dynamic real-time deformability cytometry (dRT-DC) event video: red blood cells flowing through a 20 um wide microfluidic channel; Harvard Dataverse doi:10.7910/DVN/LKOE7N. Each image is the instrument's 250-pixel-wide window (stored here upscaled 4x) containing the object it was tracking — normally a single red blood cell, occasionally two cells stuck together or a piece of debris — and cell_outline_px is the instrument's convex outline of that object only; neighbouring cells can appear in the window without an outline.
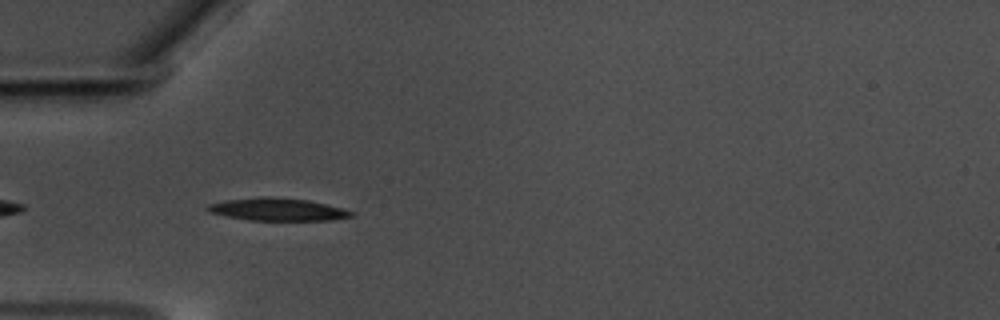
{"species": "common noctule bat (a hibernating species)", "species_latin": "Nyctalus noctula", "temperature_condition": "warm", "stored_images_in_passage": 36, "camera_frame_rate_fps": 3000, "um_per_image_px": 0.085, "animal": {"sex": "male", "body_mass_g": 17.5, "forearm_length_mm": 52.3}, "frame": {"image": 1, "passage_image": 3, "time_ms": 0.667, "image_size_px": [1000, 320], "cell_outline_px": [[352, 216], [332, 220], [248, 220], [208, 212], [204, 208], [208, 204], [228, 200], [260, 196], [272, 196], [308, 200], [340, 208], [352, 212]], "centroid_in_image_um": [23.52, 17.79], "position_along_channel_um": 61.5, "area_um2": 18.73}}
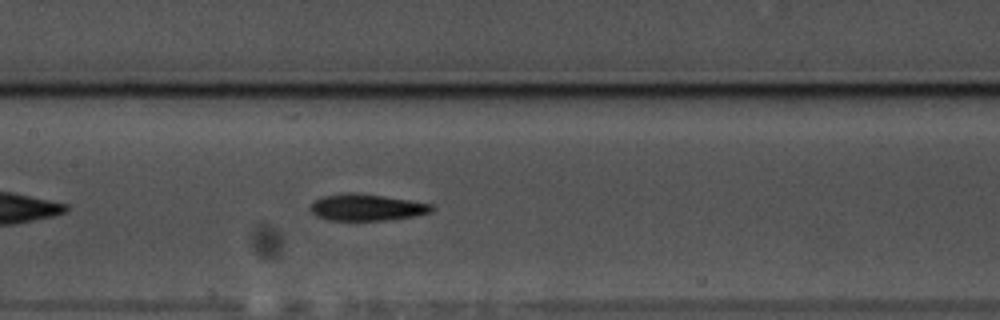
{"frame": {"image": 2, "passage_image": 13, "time_ms": 4.0, "image_size_px": [1000, 320], "cell_outline_px": [[436, 208], [432, 212], [412, 216], [384, 220], [328, 220], [316, 216], [312, 212], [312, 204], [320, 196], [348, 192], [360, 192], [432, 204]], "centroid_in_image_um": [31.17, 17.61], "position_along_channel_um": 176.2, "area_um2": 18.79}}
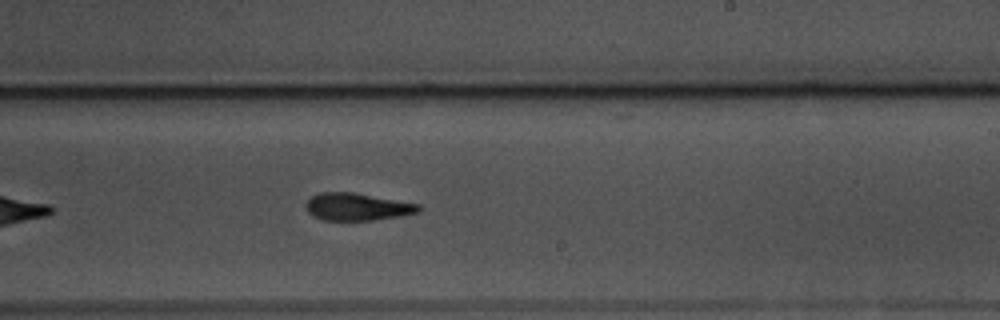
{"frame": {"image": 3, "passage_image": 20, "time_ms": 6.333, "image_size_px": [1000, 320], "cell_outline_px": [[420, 212], [372, 220], [324, 220], [312, 216], [308, 212], [308, 200], [312, 196], [320, 192], [352, 192], [420, 204]], "centroid_in_image_um": [30.36, 17.57], "position_along_channel_um": 258.6, "area_um2": 17.69}, "authors_computed_cell_mechanics": {"area_um2": 18.7561, "velocity_mm_per_s": 3.5456, "shape_relaxation_time_tau1_ms": 3.3616, "shape_relaxation_time_tau2_ms": 3.3, "deformation_change_tau1": 0.1569, "deformation_change_tau2": 0.1228}}